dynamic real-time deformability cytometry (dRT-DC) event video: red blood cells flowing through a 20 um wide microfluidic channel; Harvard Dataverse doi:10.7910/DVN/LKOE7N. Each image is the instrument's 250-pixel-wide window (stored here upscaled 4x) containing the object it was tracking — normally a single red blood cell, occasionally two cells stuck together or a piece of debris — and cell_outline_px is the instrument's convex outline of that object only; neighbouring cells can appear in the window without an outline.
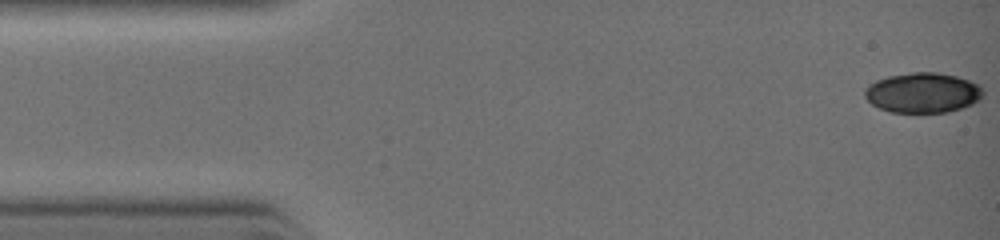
{"species": "common noctule bat (a hibernating species)", "species_latin": "Nyctalus noctula", "temperature_condition": "warm", "stored_images_in_passage": 21, "camera_frame_rate_fps": 3000, "um_per_image_px": 0.085, "animal": {"sex": "female", "body_mass_g": 19.0, "forearm_length_mm": 51.5}, "frame": {"image": 1, "passage_image": 1, "time_ms": 0.0, "image_size_px": [1000, 240], "cell_outline_px": [[984, 96], [980, 100], [972, 104], [948, 112], [892, 112], [880, 108], [872, 104], [864, 96], [864, 88], [868, 84], [876, 80], [888, 76], [912, 72], [936, 72], [956, 76], [980, 84], [984, 88]], "centroid_in_image_um": [78.46, 7.87], "position_along_channel_um": 6.5, "area_um2": 27.86}}
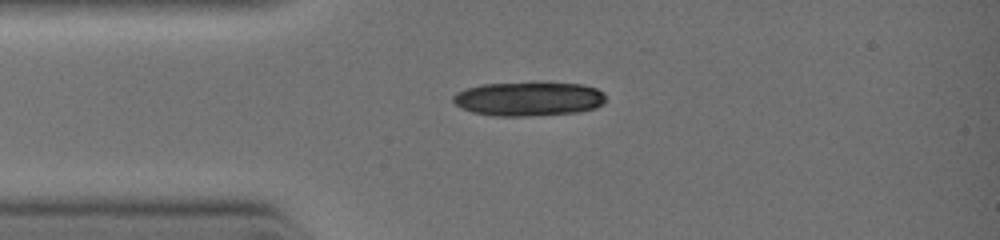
{"frame": {"image": 2, "passage_image": 13, "time_ms": 2.333, "image_size_px": [1000, 240], "cell_outline_px": [[604, 100], [596, 108], [580, 112], [528, 116], [496, 116], [472, 112], [456, 104], [452, 100], [452, 96], [456, 92], [480, 84], [584, 84], [596, 88], [604, 92]], "centroid_in_image_um": [44.93, 8.42], "position_along_channel_um": 40.1, "area_um2": 29.82}}